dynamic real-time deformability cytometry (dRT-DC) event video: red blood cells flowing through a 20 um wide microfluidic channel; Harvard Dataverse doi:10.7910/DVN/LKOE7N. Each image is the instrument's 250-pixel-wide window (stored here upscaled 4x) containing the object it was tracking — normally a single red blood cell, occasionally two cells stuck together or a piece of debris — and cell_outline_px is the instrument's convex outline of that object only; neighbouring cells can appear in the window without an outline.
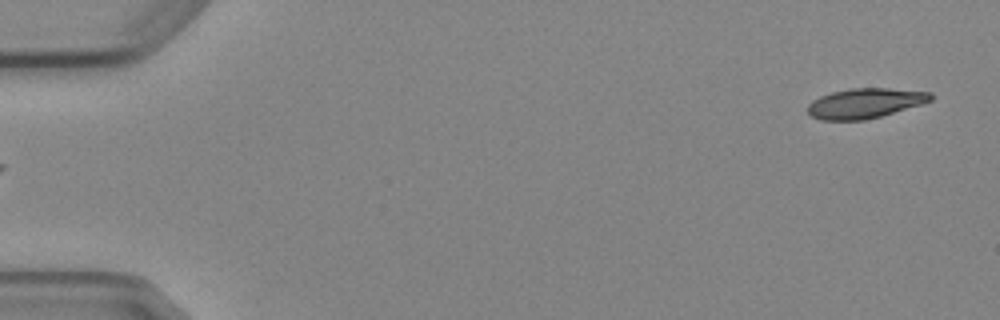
{"species": "Egyptian fruit bat (a non-hibernating species)", "species_latin": "Rousettus aegyptiacus", "temperature_condition": "cold", "stored_images_in_passage": 5, "camera_frame_rate_fps": 3000, "um_per_image_px": 0.085, "animal": {"sex": "female"}, "frame": {"image": 1, "passage_image": 1, "time_ms": 0.0, "image_size_px": [1000, 320], "cell_outline_px": [[932, 100], [920, 104], [880, 116], [864, 120], [820, 120], [812, 116], [808, 112], [808, 104], [812, 100], [820, 96], [832, 92], [852, 88], [888, 88], [932, 92]], "centroid_in_image_um": [73.5, 8.77], "position_along_channel_um": 11.5, "area_um2": 21.27}}
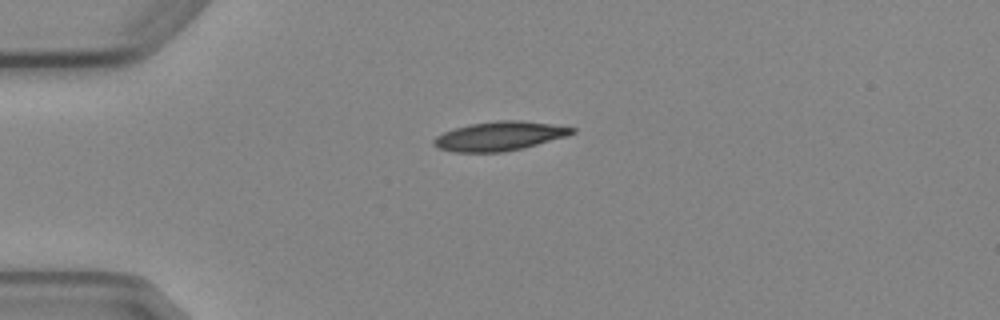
{"frame": {"image": 2, "passage_image": 4, "time_ms": 3.667, "image_size_px": [1000, 320], "cell_outline_px": [[576, 132], [564, 136], [536, 144], [520, 148], [500, 152], [452, 152], [440, 148], [432, 144], [432, 140], [436, 136], [452, 128], [468, 124], [496, 120], [520, 120], [552, 124], [576, 128]], "centroid_in_image_um": [42.39, 11.55], "position_along_channel_um": 42.6, "area_um2": 23.29}}